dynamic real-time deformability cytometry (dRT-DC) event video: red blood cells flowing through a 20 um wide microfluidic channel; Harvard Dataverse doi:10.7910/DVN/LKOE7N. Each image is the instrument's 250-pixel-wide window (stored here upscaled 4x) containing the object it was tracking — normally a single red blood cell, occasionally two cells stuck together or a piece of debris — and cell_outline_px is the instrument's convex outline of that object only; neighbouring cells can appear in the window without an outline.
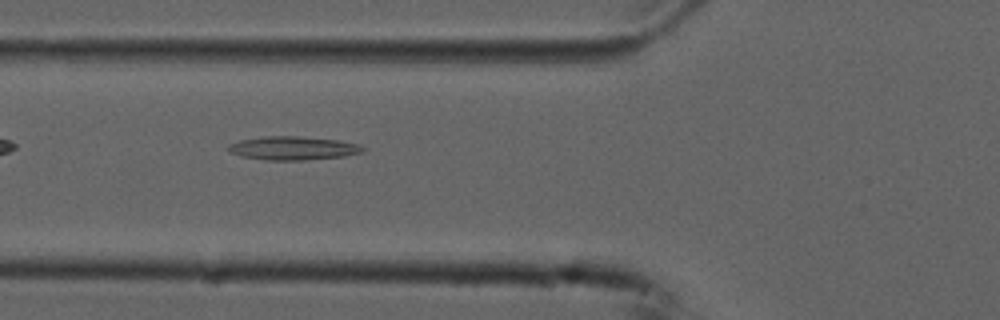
{"species": "common noctule bat (a hibernating species)", "species_latin": "Nyctalus noctula", "temperature_condition": "cold", "stored_images_in_passage": 37, "camera_frame_rate_fps": 3000, "um_per_image_px": 0.085, "animal": {"sex": "male", "forearm_length_mm": 52.5}, "frame": {"image": 1, "passage_image": 4, "time_ms": 1.0, "image_size_px": [1000, 320], "cell_outline_px": [[364, 148], [360, 152], [344, 156], [304, 160], [268, 160], [244, 156], [232, 152], [228, 148], [228, 144], [240, 140], [264, 136], [296, 136], [340, 140], [360, 144]], "centroid_in_image_um": [24.93, 12.58], "position_along_channel_um": 100.9, "area_um2": 18.21}}
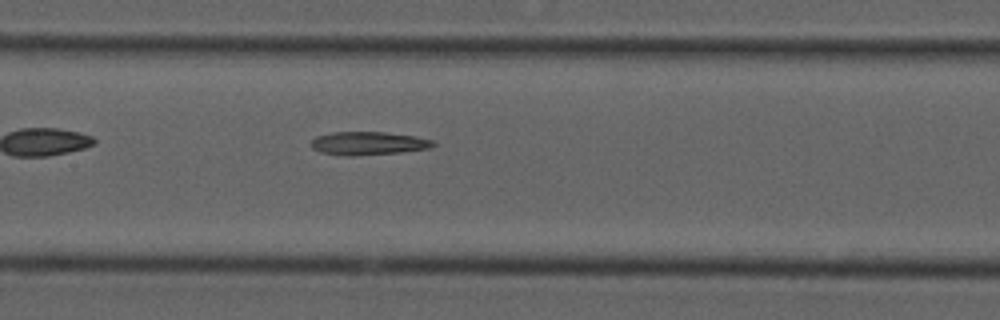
{"frame": {"image": 2, "passage_image": 10, "time_ms": 3.0, "image_size_px": [1000, 320], "cell_outline_px": [[436, 144], [432, 148], [400, 152], [352, 156], [344, 156], [320, 152], [312, 148], [308, 144], [316, 136], [332, 132], [384, 132], [412, 136], [432, 140]], "centroid_in_image_um": [31.25, 12.19], "position_along_channel_um": 176.1, "area_um2": 16.59}}
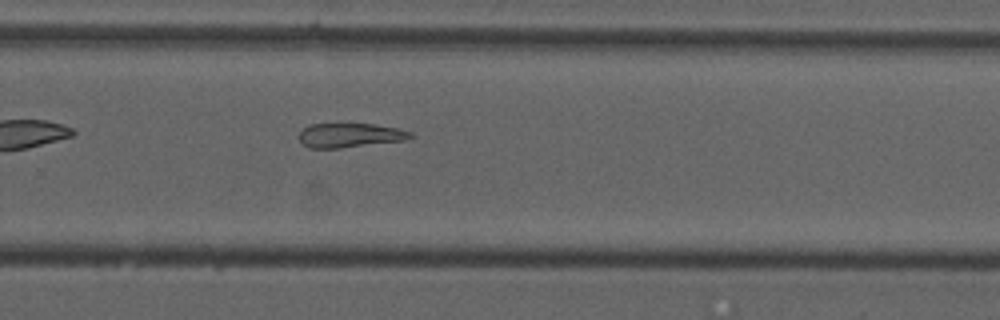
{"frame": {"image": 3, "passage_image": 20, "time_ms": 6.333, "image_size_px": [1000, 320], "cell_outline_px": [[416, 136], [404, 140], [340, 148], [308, 148], [300, 140], [300, 132], [308, 124], [376, 124], [400, 128], [412, 132]], "centroid_in_image_um": [29.79, 11.49], "position_along_channel_um": 300.0, "area_um2": 15.78}}